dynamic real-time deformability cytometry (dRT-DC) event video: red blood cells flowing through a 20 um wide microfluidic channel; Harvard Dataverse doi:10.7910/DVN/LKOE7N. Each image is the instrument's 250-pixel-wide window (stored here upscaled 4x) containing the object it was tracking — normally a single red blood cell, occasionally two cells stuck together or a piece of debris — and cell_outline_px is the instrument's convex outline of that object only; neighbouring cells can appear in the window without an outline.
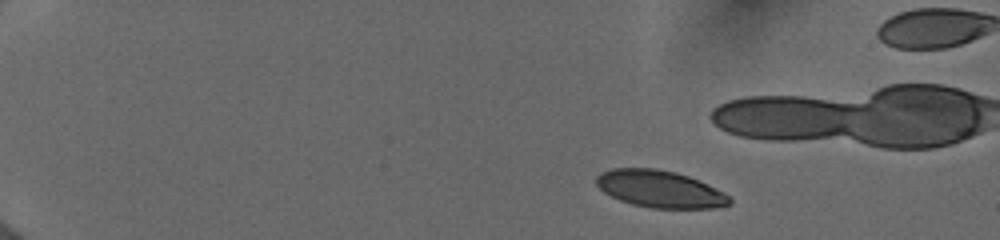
{"species": "human", "species_latin": "Homo sapiens", "temperature_condition": "cold", "stored_images_in_passage": 18, "segment_of_instrument_passage": [1, 2], "camera_frame_rate_fps": 3000, "um_per_image_px": 0.085, "donor": {"sex": "female"}, "frame": {"image": 1, "passage_image": 1, "time_ms": 0.0, "image_size_px": [1000, 240], "cell_outline_px": [[732, 204], [712, 208], [652, 208], [632, 204], [620, 200], [604, 192], [596, 184], [596, 176], [600, 172], [612, 168], [656, 168], [676, 172], [688, 176], [724, 192], [732, 200]], "centroid_in_image_um": [56.08, 16.06], "position_along_channel_um": 28.9, "area_um2": 28.73}}
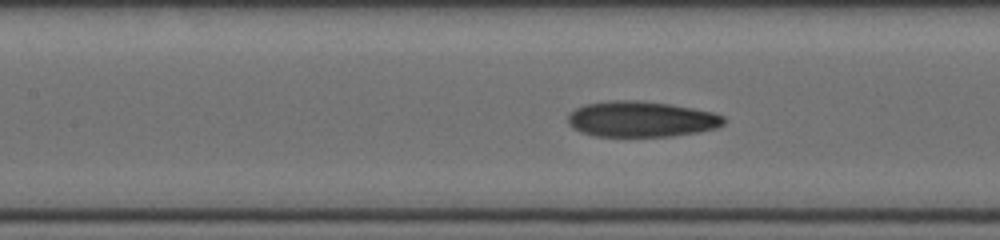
{"frame": {"image": 2, "passage_image": 11, "time_ms": 6.0, "image_size_px": [1000, 240], "cell_outline_px": [[728, 120], [724, 124], [716, 128], [700, 132], [672, 136], [592, 136], [580, 132], [572, 128], [568, 124], [568, 116], [576, 108], [584, 104], [612, 100], [636, 100], [668, 104], [692, 108], [712, 112], [724, 116]], "centroid_in_image_um": [54.51, 10.13], "position_along_channel_um": 152.9, "area_um2": 32.6}}
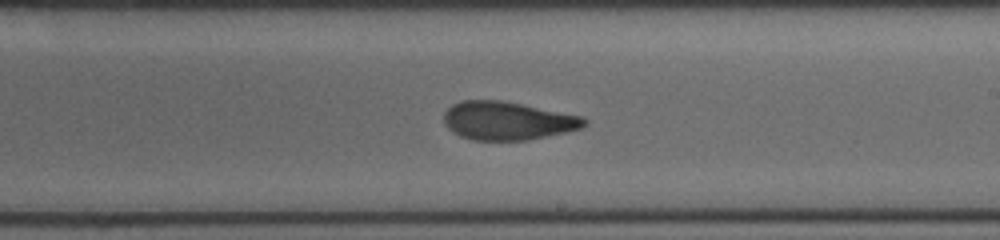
{"frame": {"image": 3, "passage_image": 16, "time_ms": 8.333, "image_size_px": [1000, 240], "cell_outline_px": [[588, 124], [580, 128], [568, 132], [528, 140], [472, 140], [460, 136], [452, 132], [444, 124], [444, 112], [452, 104], [460, 100], [500, 100], [580, 116], [588, 120]], "centroid_in_image_um": [43.11, 10.27], "position_along_channel_um": 245.9, "area_um2": 31.33}}